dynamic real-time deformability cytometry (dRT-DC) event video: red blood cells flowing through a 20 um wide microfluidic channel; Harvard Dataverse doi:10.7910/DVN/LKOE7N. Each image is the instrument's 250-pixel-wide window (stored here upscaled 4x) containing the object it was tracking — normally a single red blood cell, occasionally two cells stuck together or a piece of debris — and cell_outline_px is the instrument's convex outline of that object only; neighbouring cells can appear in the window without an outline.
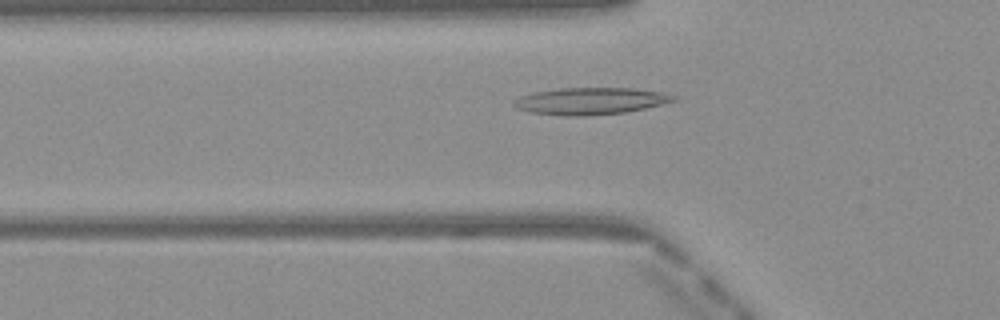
{"species": "Egyptian fruit bat (a non-hibernating species)", "species_latin": "Rousettus aegyptiacus", "temperature_condition": "warm", "stored_images_in_passage": 48, "camera_frame_rate_fps": 3000, "um_per_image_px": 0.085, "frame": {"image": 1, "passage_image": 15, "time_ms": 4.667, "image_size_px": [1000, 320], "cell_outline_px": [[680, 100], [644, 108], [624, 112], [584, 116], [560, 116], [532, 112], [516, 108], [512, 104], [516, 100], [532, 92], [560, 88], [632, 88], [660, 92], [676, 96]], "centroid_in_image_um": [50.21, 8.59], "position_along_channel_um": 75.6, "area_um2": 24.91}}
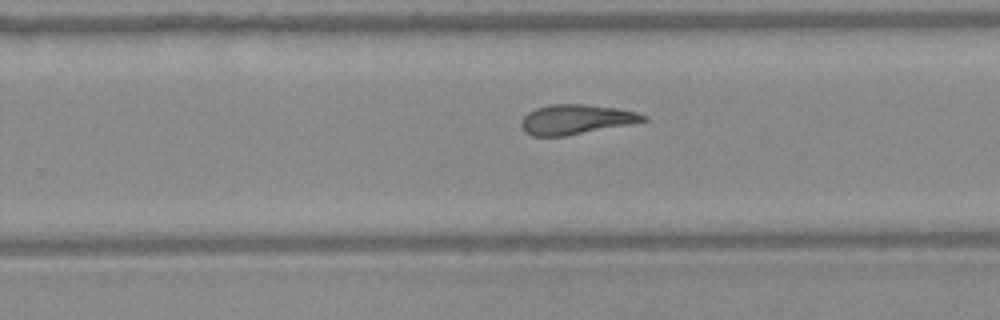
{"frame": {"image": 2, "passage_image": 30, "time_ms": 9.667, "image_size_px": [1000, 320], "cell_outline_px": [[648, 120], [628, 124], [564, 136], [532, 136], [524, 132], [520, 124], [520, 120], [528, 112], [536, 108], [548, 104], [588, 104], [616, 108], [636, 112], [648, 116]], "centroid_in_image_um": [48.91, 10.14], "position_along_channel_um": 280.9, "area_um2": 21.1}}
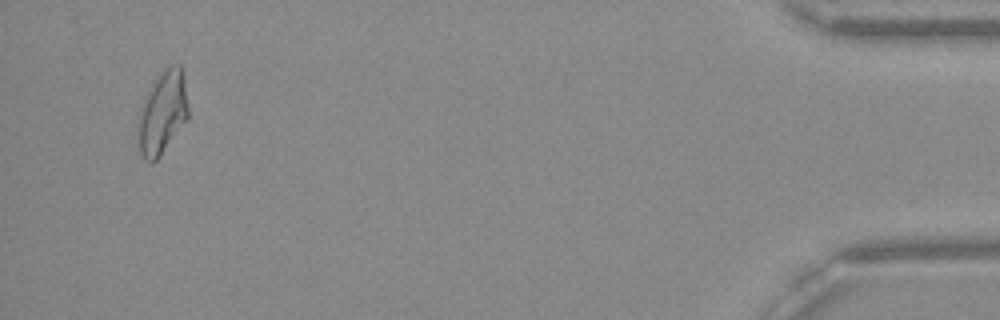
{"frame": {"image": 3, "passage_image": 46, "time_ms": 15.0, "image_size_px": [1000, 320], "cell_outline_px": [[188, 116], [156, 160], [152, 164], [144, 160], [140, 152], [140, 108], [156, 76], [168, 64], [180, 64], [184, 80], [188, 108]], "centroid_in_image_um": [13.82, 9.52], "position_along_channel_um": 421.4, "area_um2": 23.41}, "authors_computed_cell_mechanics": {"area_um2": 22.3686, "velocity_mm_per_s": 4.0914, "shape_relaxation_time_tau1_ms": null, "shape_relaxation_time_tau2_ms": 2.2717, "deformation_change_tau1": null, "deformation_change_tau2": 0.1096}}